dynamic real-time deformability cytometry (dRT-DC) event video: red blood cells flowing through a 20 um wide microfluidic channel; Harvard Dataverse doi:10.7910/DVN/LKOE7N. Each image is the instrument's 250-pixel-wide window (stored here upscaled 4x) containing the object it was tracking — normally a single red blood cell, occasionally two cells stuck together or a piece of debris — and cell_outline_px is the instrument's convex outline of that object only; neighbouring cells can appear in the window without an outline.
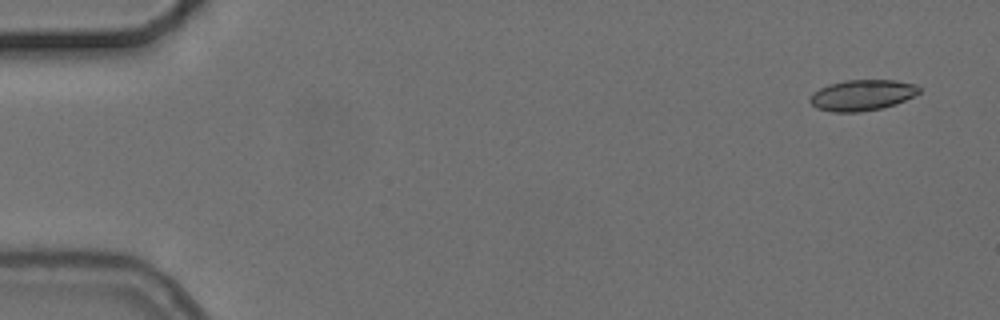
{"species": "common noctule bat (a hibernating species)", "species_latin": "Nyctalus noctula", "temperature_condition": "cold", "stored_images_in_passage": 5, "camera_frame_rate_fps": 3000, "um_per_image_px": 0.085, "animal": {"sex": "female", "body_mass_g": 24.6, "forearm_length_mm": 56.2}, "frame": {"image": 1, "passage_image": 1, "time_ms": 0.0, "image_size_px": [1000, 320], "cell_outline_px": [[920, 92], [896, 104], [880, 108], [860, 112], [832, 112], [816, 108], [808, 100], [812, 92], [828, 84], [844, 80], [896, 80], [916, 84], [920, 88]], "centroid_in_image_um": [73.25, 8.08], "position_along_channel_um": 11.8, "area_um2": 19.71}}
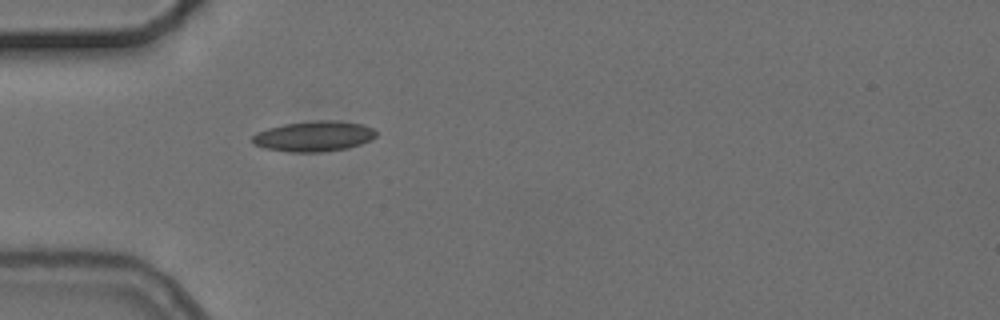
{"frame": {"image": 2, "passage_image": 5, "time_ms": 4.667, "image_size_px": [1000, 320], "cell_outline_px": [[376, 136], [372, 140], [348, 148], [320, 152], [288, 152], [264, 148], [256, 144], [252, 140], [252, 136], [256, 132], [268, 128], [284, 124], [316, 120], [336, 120], [360, 124], [372, 128], [376, 132]], "centroid_in_image_um": [26.68, 11.58], "position_along_channel_um": 58.3, "area_um2": 21.91}}